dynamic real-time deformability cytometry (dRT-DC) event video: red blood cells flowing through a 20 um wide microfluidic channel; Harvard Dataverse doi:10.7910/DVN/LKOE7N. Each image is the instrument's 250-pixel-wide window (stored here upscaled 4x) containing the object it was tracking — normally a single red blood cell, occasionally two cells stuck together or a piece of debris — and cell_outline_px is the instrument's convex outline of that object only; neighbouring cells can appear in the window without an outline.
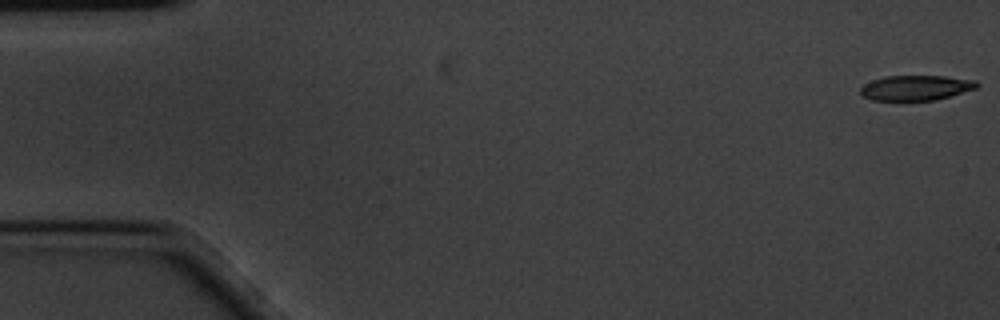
{"species": "common noctule bat (a hibernating species)", "species_latin": "Nyctalus noctula", "temperature_condition": "cold", "stored_images_in_passage": 6, "segment_of_instrument_passage": [1, 2], "camera_frame_rate_fps": 3000, "um_per_image_px": 0.085, "animal": {"sex": "male", "body_mass_g": 20.1, "forearm_length_mm": 53.5}, "frame": {"image": 1, "passage_image": 1, "time_ms": 0.0, "image_size_px": [1000, 320], "cell_outline_px": [[980, 84], [976, 88], [936, 100], [900, 104], [872, 100], [864, 96], [860, 92], [860, 88], [864, 84], [872, 80], [884, 76], [944, 76], [976, 80]], "centroid_in_image_um": [77.79, 7.51], "position_along_channel_um": 7.2, "area_um2": 17.86}}
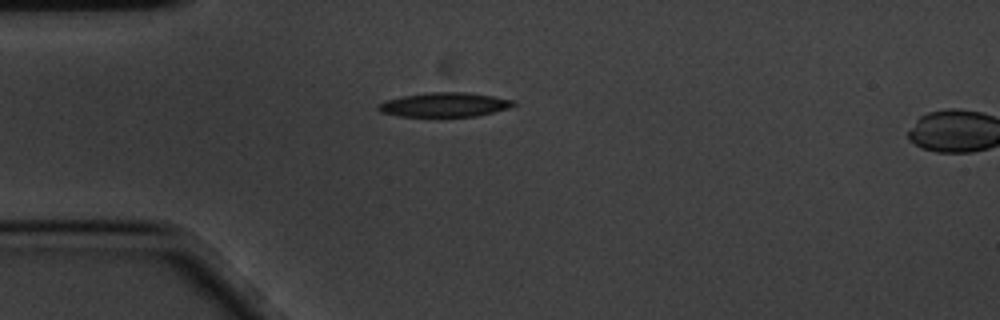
{"frame": {"image": 2, "passage_image": 5, "time_ms": 1.333, "image_size_px": [1000, 320], "cell_outline_px": [[516, 104], [508, 108], [476, 116], [400, 116], [380, 112], [376, 108], [376, 104], [388, 100], [404, 96], [432, 92], [464, 92], [492, 96], [516, 100]], "centroid_in_image_um": [37.78, 8.9], "position_along_channel_um": 47.2, "area_um2": 18.9}}